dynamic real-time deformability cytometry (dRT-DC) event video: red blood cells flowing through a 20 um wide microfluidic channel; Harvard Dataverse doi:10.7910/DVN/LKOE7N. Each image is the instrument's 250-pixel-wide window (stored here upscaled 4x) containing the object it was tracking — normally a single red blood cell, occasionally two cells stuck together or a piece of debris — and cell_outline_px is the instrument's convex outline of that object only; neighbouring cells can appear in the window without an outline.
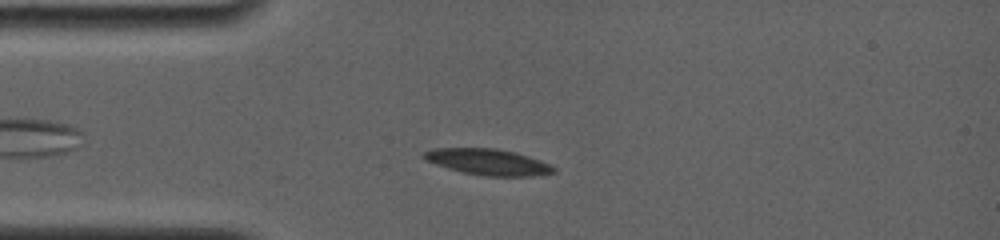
{"species": "common noctule bat (a hibernating species)", "species_latin": "Nyctalus noctula", "temperature_condition": "room temperature", "stored_images_in_passage": 6, "camera_frame_rate_fps": 4000, "um_per_image_px": 0.085, "animal": {"sex": "female", "body_mass_g": 19.0, "forearm_length_mm": 56.7}, "frame": {"image": 1, "passage_image": 4, "time_ms": 2.5, "image_size_px": [1000, 240], "cell_outline_px": [[556, 172], [532, 176], [484, 176], [464, 172], [448, 168], [424, 160], [420, 156], [424, 152], [432, 148], [496, 148], [516, 152], [540, 160], [556, 168]], "centroid_in_image_um": [41.46, 13.76], "position_along_channel_um": 43.5, "area_um2": 19.77}}
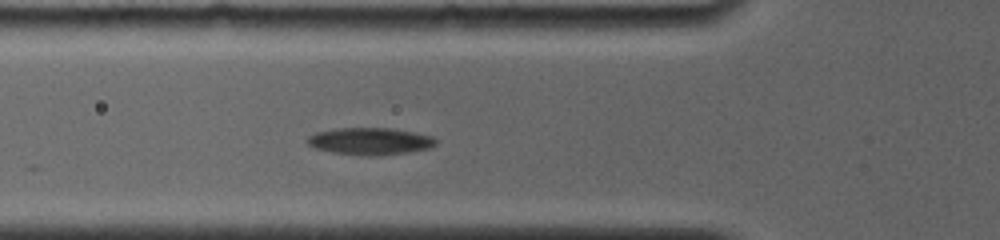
{"frame": {"image": 2, "passage_image": 6, "time_ms": 4.25, "image_size_px": [1000, 240], "cell_outline_px": [[436, 144], [428, 148], [408, 152], [376, 156], [368, 156], [332, 152], [316, 148], [308, 144], [304, 140], [308, 136], [316, 132], [336, 128], [392, 128], [432, 136], [436, 140]], "centroid_in_image_um": [31.42, 12.0], "position_along_channel_um": 94.4, "area_um2": 20.23}}